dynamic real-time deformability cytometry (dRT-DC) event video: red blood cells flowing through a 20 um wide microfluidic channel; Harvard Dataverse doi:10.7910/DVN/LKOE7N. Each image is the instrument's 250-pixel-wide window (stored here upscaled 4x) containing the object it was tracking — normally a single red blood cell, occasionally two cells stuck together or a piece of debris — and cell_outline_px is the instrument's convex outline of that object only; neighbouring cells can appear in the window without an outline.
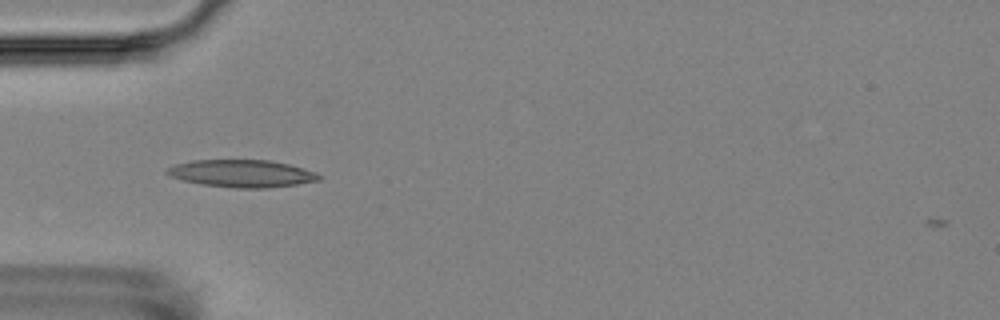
{"species": "Egyptian fruit bat (a non-hibernating species)", "species_latin": "Rousettus aegyptiacus", "temperature_condition": "room temperature", "stored_images_in_passage": 5, "camera_frame_rate_fps": 3000, "um_per_image_px": 0.085, "animal": {"sex": "female"}, "frame": {"image": 1, "passage_image": 4, "time_ms": 5.0, "image_size_px": [1000, 320], "cell_outline_px": [[320, 180], [296, 184], [268, 188], [236, 188], [204, 184], [184, 180], [172, 176], [164, 172], [168, 168], [176, 164], [192, 160], [268, 160], [288, 164], [316, 172], [320, 176]], "centroid_in_image_um": [20.57, 14.74], "position_along_channel_um": 64.4, "area_um2": 23.93}}